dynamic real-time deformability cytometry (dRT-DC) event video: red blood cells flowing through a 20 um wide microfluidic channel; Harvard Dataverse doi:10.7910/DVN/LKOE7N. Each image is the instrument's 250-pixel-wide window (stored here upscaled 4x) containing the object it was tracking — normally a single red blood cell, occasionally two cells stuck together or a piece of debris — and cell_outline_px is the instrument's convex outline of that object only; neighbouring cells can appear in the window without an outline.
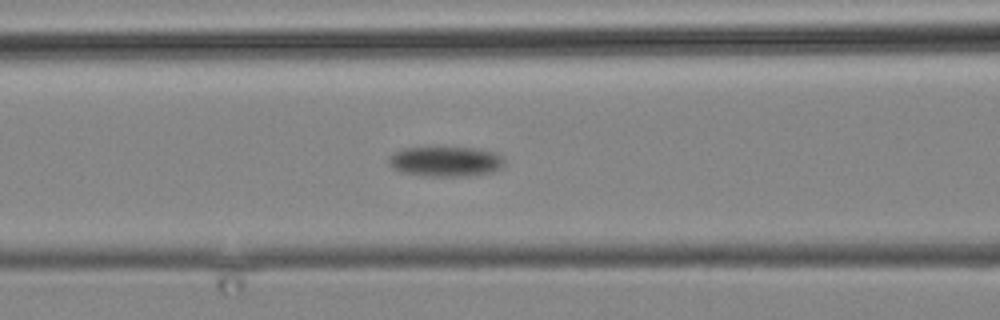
{"species": "common noctule bat (a hibernating species)", "species_latin": "Nyctalus noctula", "temperature_condition": "cold", "stored_images_in_passage": 9, "camera_frame_rate_fps": 3000, "um_per_image_px": 0.085, "animal": {"sex": "male", "body_mass_g": 19.2, "forearm_length_mm": 51.8}, "frame": {"image": 1, "passage_image": 9, "time_ms": 9.0, "image_size_px": [1000, 320], "cell_outline_px": [[504, 164], [500, 168], [492, 172], [468, 176], [424, 176], [400, 172], [392, 168], [388, 164], [388, 156], [404, 148], [436, 144], [476, 148], [496, 152], [504, 160]], "centroid_in_image_um": [37.83, 13.67], "position_along_channel_um": 128.8, "area_um2": 21.33}}